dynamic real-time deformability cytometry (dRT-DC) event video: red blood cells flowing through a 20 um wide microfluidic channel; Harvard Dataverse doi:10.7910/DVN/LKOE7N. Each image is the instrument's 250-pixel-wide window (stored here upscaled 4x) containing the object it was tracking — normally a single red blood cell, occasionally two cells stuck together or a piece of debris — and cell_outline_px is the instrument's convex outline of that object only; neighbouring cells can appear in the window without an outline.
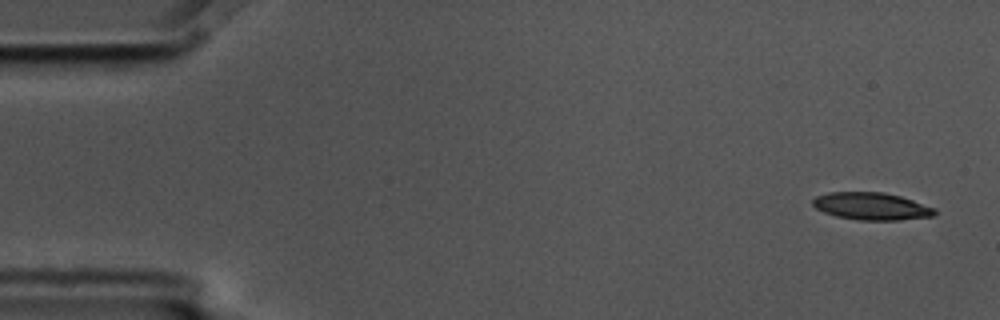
{"species": "common noctule bat (a hibernating species)", "species_latin": "Nyctalus noctula", "temperature_condition": "cold", "stored_images_in_passage": 6, "camera_frame_rate_fps": 3000, "um_per_image_px": 0.085, "animal": {"sex": "male", "body_mass_g": 17.5, "forearm_length_mm": 52.3}, "frame": {"image": 1, "passage_image": 1, "time_ms": 0.0, "image_size_px": [1000, 320], "cell_outline_px": [[936, 216], [900, 220], [860, 220], [836, 216], [824, 212], [816, 208], [812, 204], [812, 200], [816, 196], [828, 192], [884, 192], [900, 196], [936, 208]], "centroid_in_image_um": [74.09, 17.53], "position_along_channel_um": 10.9, "area_um2": 19.54}}
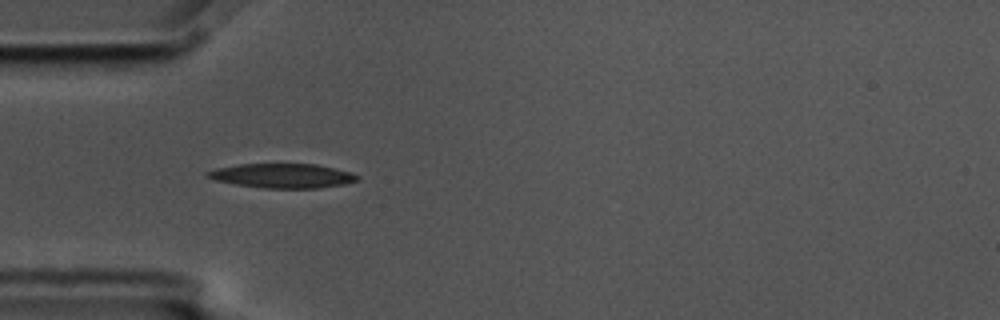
{"frame": {"image": 2, "passage_image": 5, "time_ms": 1.333, "image_size_px": [1000, 320], "cell_outline_px": [[360, 180], [344, 184], [320, 188], [264, 188], [236, 184], [216, 180], [208, 176], [204, 172], [216, 168], [240, 164], [316, 164], [336, 168], [352, 172], [360, 176]], "centroid_in_image_um": [24.07, 14.93], "position_along_channel_um": 60.9, "area_um2": 21.33}}